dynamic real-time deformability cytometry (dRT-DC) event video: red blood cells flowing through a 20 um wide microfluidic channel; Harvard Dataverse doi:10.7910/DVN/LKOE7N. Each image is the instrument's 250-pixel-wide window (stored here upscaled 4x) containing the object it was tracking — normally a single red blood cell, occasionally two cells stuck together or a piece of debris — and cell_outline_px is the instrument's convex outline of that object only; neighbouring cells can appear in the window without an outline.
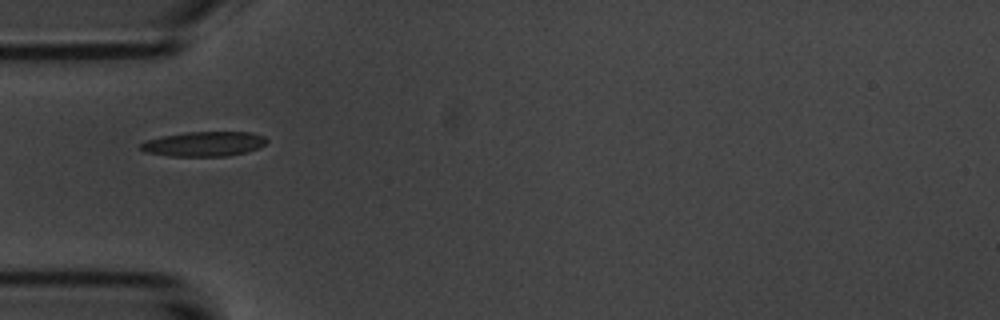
{"species": "common noctule bat (a hibernating species)", "species_latin": "Nyctalus noctula", "temperature_condition": "room temperature", "stored_images_in_passage": 7, "camera_frame_rate_fps": 3000, "um_per_image_px": 0.085, "animal": {"sex": "male", "body_mass_g": 20.1, "forearm_length_mm": 53.5}, "frame": {"image": 1, "passage_image": 3, "time_ms": 2.333, "image_size_px": [1000, 320], "cell_outline_px": [[268, 140], [264, 144], [248, 152], [228, 156], [168, 156], [144, 152], [140, 148], [140, 144], [144, 140], [160, 136], [184, 132], [252, 132], [264, 136]], "centroid_in_image_um": [17.29, 12.23], "position_along_channel_um": 67.7, "area_um2": 18.38}}
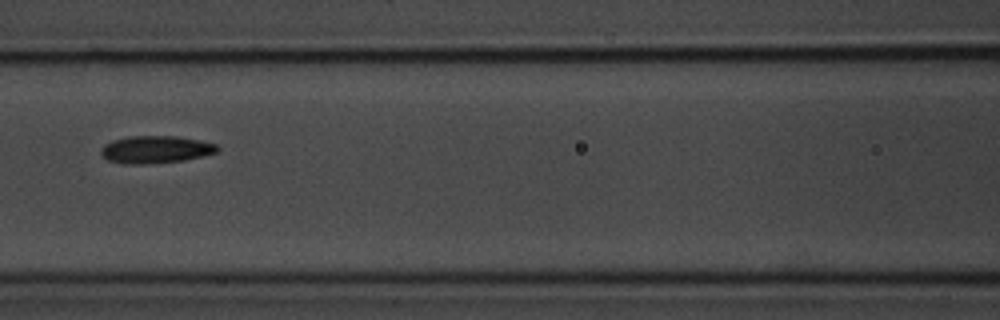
{"frame": {"image": 2, "passage_image": 5, "time_ms": 4.667, "image_size_px": [1000, 320], "cell_outline_px": [[220, 148], [216, 152], [184, 160], [148, 164], [124, 164], [108, 160], [100, 152], [100, 148], [104, 144], [112, 140], [128, 136], [176, 136], [200, 140], [216, 144]], "centroid_in_image_um": [13.2, 12.7], "position_along_channel_um": 153.4, "area_um2": 18.61}}
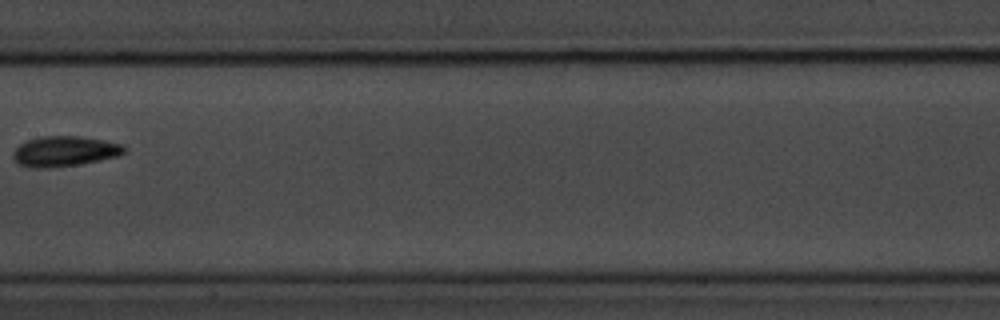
{"frame": {"image": 3, "passage_image": 6, "time_ms": 6.0, "image_size_px": [1000, 320], "cell_outline_px": [[128, 152], [120, 156], [80, 164], [44, 168], [28, 168], [12, 160], [12, 152], [20, 144], [28, 140], [40, 136], [80, 136], [104, 140], [120, 144], [128, 148]], "centroid_in_image_um": [5.5, 12.86], "position_along_channel_um": 201.9, "area_um2": 19.88}}